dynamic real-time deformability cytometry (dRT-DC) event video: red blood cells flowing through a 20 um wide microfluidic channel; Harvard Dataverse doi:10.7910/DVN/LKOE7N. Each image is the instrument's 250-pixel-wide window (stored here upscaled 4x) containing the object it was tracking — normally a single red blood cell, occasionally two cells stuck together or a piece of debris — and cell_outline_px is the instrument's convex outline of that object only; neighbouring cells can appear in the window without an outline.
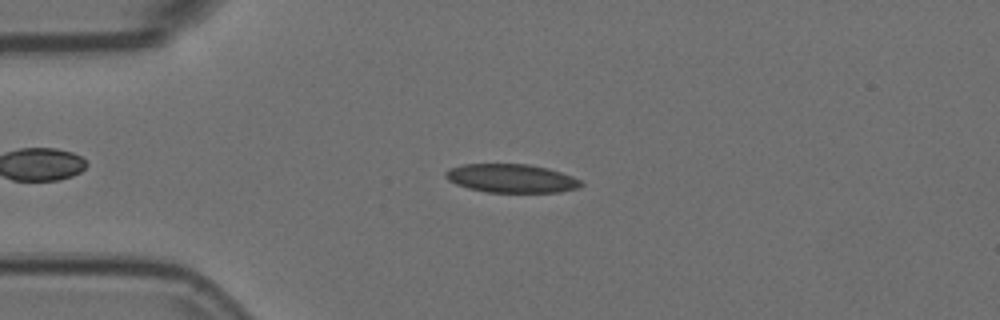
{"species": "Egyptian fruit bat (a non-hibernating species)", "species_latin": "Rousettus aegyptiacus", "temperature_condition": "room temperature", "stored_images_in_passage": 49, "camera_frame_rate_fps": 3000, "um_per_image_px": 0.085, "animal": {"sex": "female"}, "frame": {"image": 1, "passage_image": 12, "time_ms": 3.667, "image_size_px": [1000, 320], "cell_outline_px": [[584, 184], [576, 188], [560, 192], [488, 192], [468, 188], [456, 184], [448, 180], [444, 176], [444, 172], [452, 168], [464, 164], [528, 164], [548, 168], [572, 176], [580, 180]], "centroid_in_image_um": [43.46, 15.16], "position_along_channel_um": 41.5, "area_um2": 22.43}}
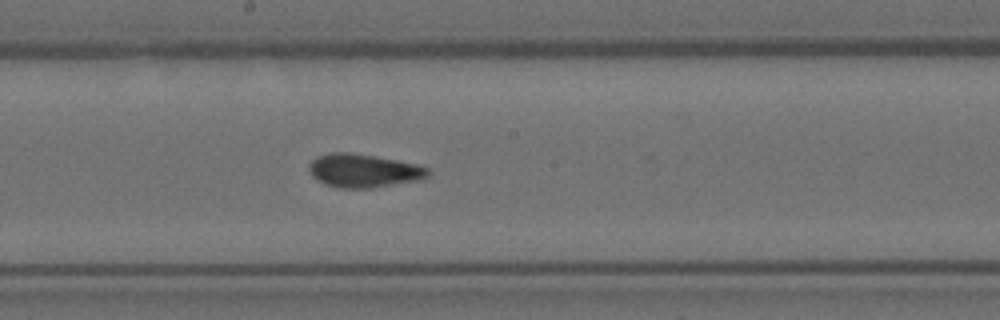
{"frame": {"image": 2, "passage_image": 28, "time_ms": 9.0, "image_size_px": [1000, 320], "cell_outline_px": [[428, 176], [424, 180], [372, 188], [336, 188], [324, 184], [312, 176], [308, 168], [308, 164], [316, 156], [332, 152], [348, 152], [396, 160], [416, 164], [428, 168]], "centroid_in_image_um": [30.89, 14.52], "position_along_channel_um": 217.3, "area_um2": 23.35}}
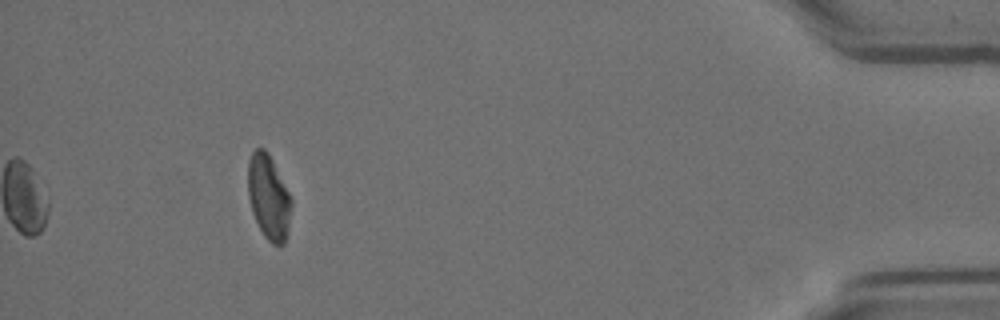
{"frame": {"image": 3, "passage_image": 49, "time_ms": 16.0, "image_size_px": [1000, 320], "cell_outline_px": [[292, 204], [288, 232], [284, 244], [272, 244], [264, 236], [252, 212], [248, 196], [248, 160], [252, 152], [256, 148], [264, 148], [268, 152], [292, 200]], "centroid_in_image_um": [22.83, 16.76], "position_along_channel_um": 412.4, "area_um2": 21.27}, "authors_computed_cell_mechanics": {"area_um2": 22.542, "velocity_mm_per_s": 3.715, "shape_relaxation_time_tau1_ms": 6.1013, "shape_relaxation_time_tau2_ms": 1.4876, "deformation_change_tau1": 0.1481, "deformation_change_tau2": 0.0628}}